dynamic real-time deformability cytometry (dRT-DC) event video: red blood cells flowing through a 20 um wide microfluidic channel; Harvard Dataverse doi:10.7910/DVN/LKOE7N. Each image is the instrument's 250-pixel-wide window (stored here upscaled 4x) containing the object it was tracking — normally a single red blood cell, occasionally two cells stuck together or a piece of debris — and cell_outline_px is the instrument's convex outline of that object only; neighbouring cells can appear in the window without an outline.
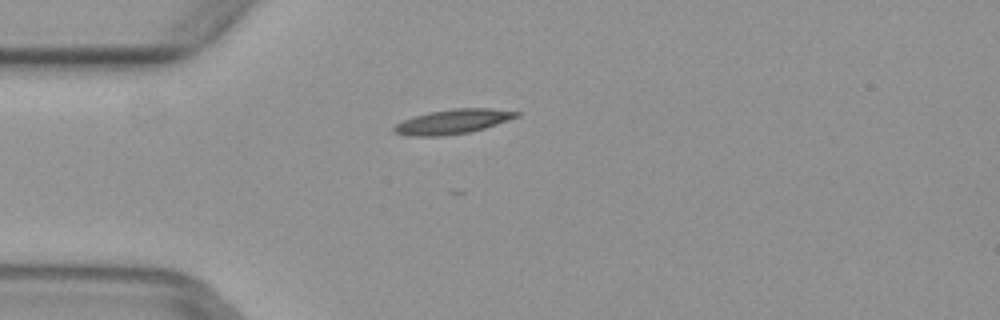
{"species": "common noctule bat (a hibernating species)", "species_latin": "Nyctalus noctula", "temperature_condition": "warm", "stored_images_in_passage": 4, "camera_frame_rate_fps": 3000, "um_per_image_px": 0.085, "animal": {"sex": "female", "body_mass_g": 29.2, "forearm_length_mm": 56.3}, "frame": {"image": 1, "passage_image": 4, "time_ms": 1.0, "image_size_px": [1000, 320], "cell_outline_px": [[520, 116], [484, 128], [468, 132], [444, 136], [412, 136], [392, 132], [392, 128], [396, 124], [412, 116], [428, 112], [452, 108], [492, 108], [520, 112]], "centroid_in_image_um": [38.47, 10.33], "position_along_channel_um": 46.5, "area_um2": 17.57}}